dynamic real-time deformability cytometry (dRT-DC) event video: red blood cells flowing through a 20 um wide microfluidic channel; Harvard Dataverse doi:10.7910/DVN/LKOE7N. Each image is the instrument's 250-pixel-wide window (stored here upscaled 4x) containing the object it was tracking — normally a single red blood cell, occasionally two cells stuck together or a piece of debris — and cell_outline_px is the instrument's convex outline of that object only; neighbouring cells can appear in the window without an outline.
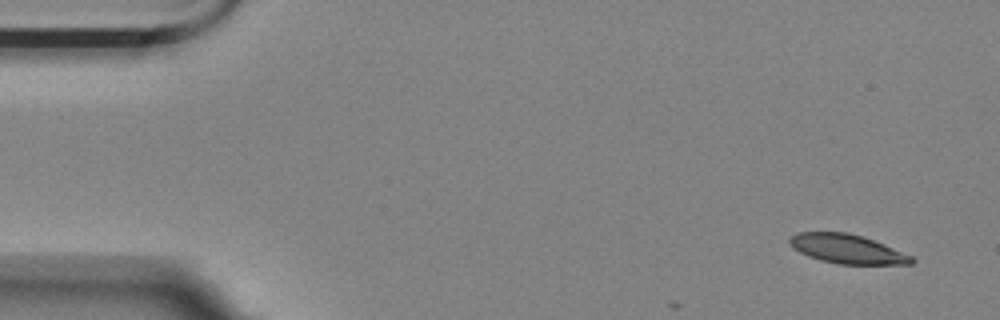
{"species": "Egyptian fruit bat (a non-hibernating species)", "species_latin": "Rousettus aegyptiacus", "temperature_condition": "room temperature", "stored_images_in_passage": 3, "camera_frame_rate_fps": 3000, "um_per_image_px": 0.085, "animal": {"sex": "female"}, "frame": {"image": 1, "passage_image": 1, "time_ms": 0.0, "image_size_px": [1000, 320], "cell_outline_px": [[916, 260], [912, 264], [836, 264], [820, 260], [808, 256], [792, 248], [788, 240], [796, 232], [848, 232], [884, 244], [912, 256]], "centroid_in_image_um": [71.99, 21.16], "position_along_channel_um": 13.0, "area_um2": 20.63}}